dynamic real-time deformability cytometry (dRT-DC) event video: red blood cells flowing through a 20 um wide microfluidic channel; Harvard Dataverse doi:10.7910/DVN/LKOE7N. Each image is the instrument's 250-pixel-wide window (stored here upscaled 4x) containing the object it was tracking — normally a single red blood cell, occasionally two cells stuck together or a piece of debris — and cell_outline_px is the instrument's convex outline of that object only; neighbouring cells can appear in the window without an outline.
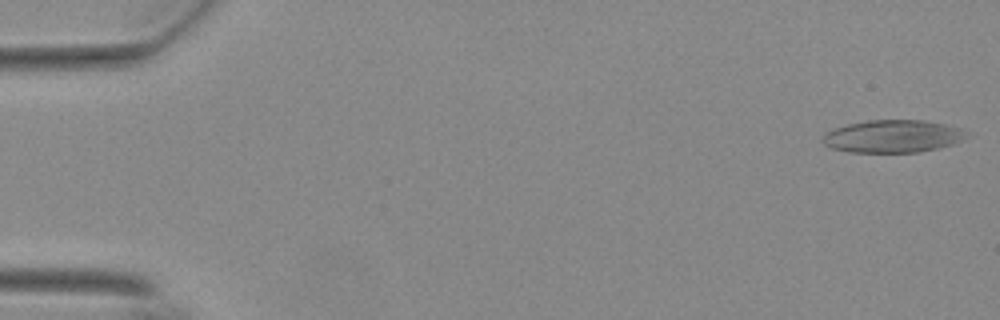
{"species": "Egyptian fruit bat (a non-hibernating species)", "species_latin": "Rousettus aegyptiacus", "temperature_condition": "warm", "stored_images_in_passage": 55, "camera_frame_rate_fps": 3000, "um_per_image_px": 0.085, "animal": {"sex": "female"}, "frame": {"image": 1, "passage_image": 1, "time_ms": 0.0, "image_size_px": [1000, 320], "cell_outline_px": [[972, 136], [952, 144], [920, 152], [848, 152], [832, 148], [824, 144], [824, 132], [832, 128], [848, 124], [868, 120], [924, 120], [944, 124], [960, 128], [968, 132]], "centroid_in_image_um": [75.9, 11.58], "position_along_channel_um": 9.1, "area_um2": 27.46}}
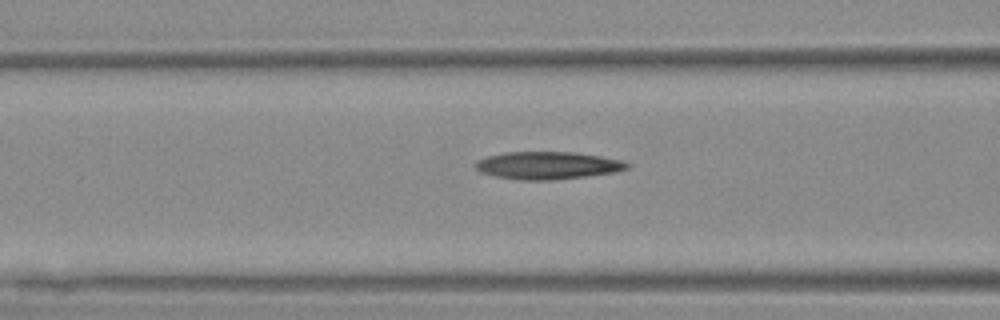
{"frame": {"image": 2, "passage_image": 22, "time_ms": 7.0, "image_size_px": [1000, 320], "cell_outline_px": [[632, 168], [616, 172], [552, 180], [520, 180], [492, 176], [480, 172], [476, 168], [476, 160], [488, 156], [504, 152], [572, 152], [600, 156], [624, 160], [632, 164]], "centroid_in_image_um": [46.59, 14.06], "position_along_channel_um": 120.0, "area_um2": 24.57}}
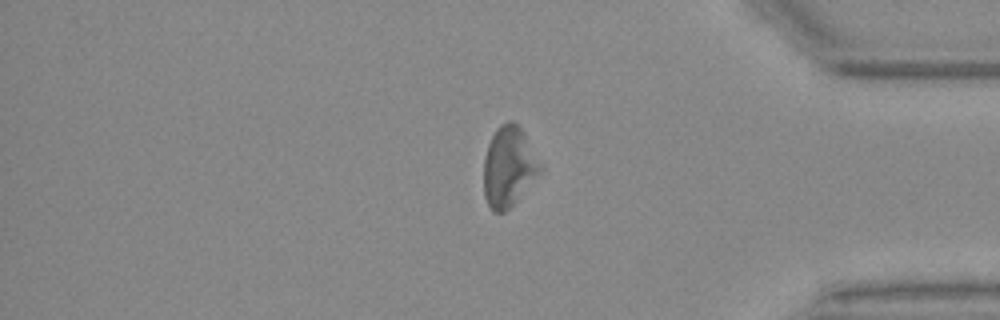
{"frame": {"image": 3, "passage_image": 46, "time_ms": 15.0, "image_size_px": [1000, 320], "cell_outline_px": [[544, 168], [516, 200], [504, 212], [492, 212], [484, 196], [484, 160], [488, 144], [496, 128], [500, 124], [508, 120], [512, 120], [524, 132]], "centroid_in_image_um": [43.24, 14.14], "position_along_channel_um": 392.0, "area_um2": 26.24}, "authors_computed_cell_mechanics": {"area_um2": 25.8944, "velocity_mm_per_s": 3.6797, "shape_relaxation_time_tau1_ms": 5.0705, "shape_relaxation_time_tau2_ms": 2.8369, "deformation_change_tau1": 0.1798, "deformation_change_tau2": 0.1439}}